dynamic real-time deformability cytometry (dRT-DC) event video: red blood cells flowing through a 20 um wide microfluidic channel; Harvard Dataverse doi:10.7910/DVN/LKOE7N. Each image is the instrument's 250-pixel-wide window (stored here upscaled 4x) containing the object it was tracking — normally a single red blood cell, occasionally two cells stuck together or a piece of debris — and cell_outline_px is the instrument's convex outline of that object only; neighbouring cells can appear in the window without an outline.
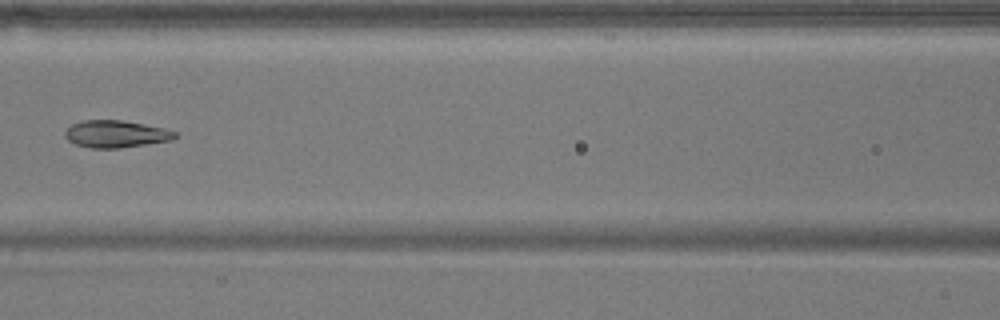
{"species": "common noctule bat (a hibernating species)", "species_latin": "Nyctalus noctula", "temperature_condition": "warm", "stored_images_in_passage": 6, "camera_frame_rate_fps": 3000, "um_per_image_px": 0.085, "animal": {"sex": "male", "body_mass_g": 17.9}, "frame": {"image": 1, "passage_image": 6, "time_ms": 6.667, "image_size_px": [1000, 320], "cell_outline_px": [[176, 136], [172, 140], [148, 144], [120, 148], [92, 148], [76, 144], [68, 140], [64, 136], [64, 132], [72, 124], [84, 120], [120, 120], [144, 124], [164, 128], [176, 132]], "centroid_in_image_um": [9.84, 11.39], "position_along_channel_um": 156.8, "area_um2": 17.34}}